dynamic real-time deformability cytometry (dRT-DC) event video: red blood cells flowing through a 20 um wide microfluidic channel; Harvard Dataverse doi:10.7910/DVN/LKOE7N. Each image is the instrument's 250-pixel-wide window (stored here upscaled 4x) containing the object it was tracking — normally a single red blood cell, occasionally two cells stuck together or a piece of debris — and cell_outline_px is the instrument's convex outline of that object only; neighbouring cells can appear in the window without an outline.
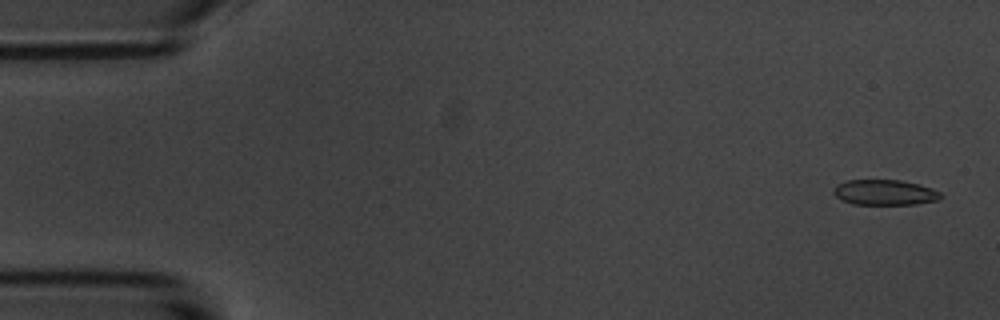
{"species": "common noctule bat (a hibernating species)", "species_latin": "Nyctalus noctula", "temperature_condition": "room temperature", "stored_images_in_passage": 56, "camera_frame_rate_fps": 3000, "um_per_image_px": 0.085, "animal": {"sex": "male", "body_mass_g": 20.1, "forearm_length_mm": 53.5}, "frame": {"image": 1, "passage_image": 2, "time_ms": 0.333, "image_size_px": [1000, 320], "cell_outline_px": [[944, 196], [940, 200], [916, 204], [852, 204], [840, 200], [832, 192], [832, 188], [836, 184], [844, 180], [900, 180], [920, 184], [932, 188], [940, 192]], "centroid_in_image_um": [75.19, 16.35], "position_along_channel_um": 9.8, "area_um2": 16.18}}
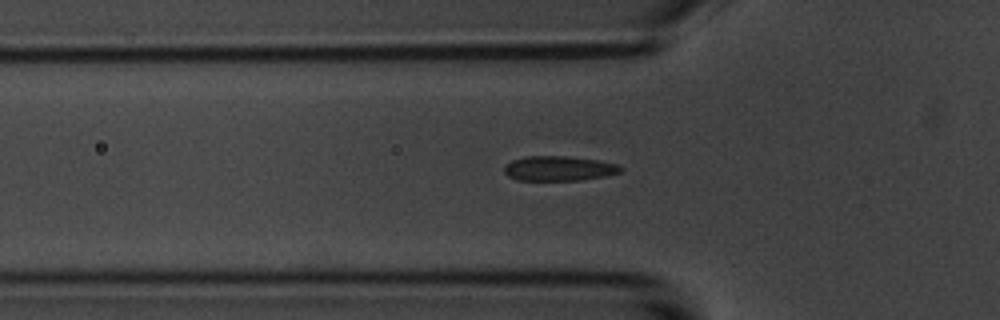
{"frame": {"image": 2, "passage_image": 18, "time_ms": 5.667, "image_size_px": [1000, 320], "cell_outline_px": [[624, 168], [620, 172], [608, 176], [580, 180], [516, 180], [508, 176], [504, 172], [504, 164], [512, 160], [524, 156], [564, 156], [596, 160], [616, 164]], "centroid_in_image_um": [47.47, 14.32], "position_along_channel_um": 78.3, "area_um2": 16.88}}
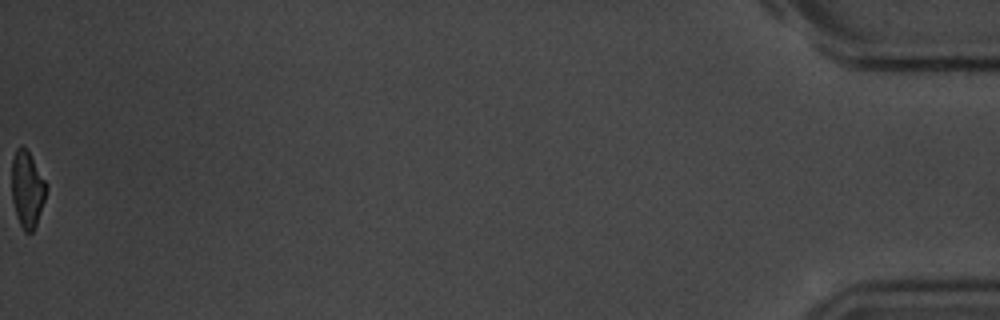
{"frame": {"image": 3, "passage_image": 56, "time_ms": 18.333, "image_size_px": [1000, 320], "cell_outline_px": [[48, 188], [36, 228], [32, 232], [24, 232], [16, 216], [12, 200], [12, 160], [16, 148], [20, 144], [28, 152], [48, 184]], "centroid_in_image_um": [2.33, 16.12], "position_along_channel_um": 432.9, "area_um2": 15.55}, "authors_computed_cell_mechanics": {"area_um2": 17.051, "velocity_mm_per_s": 3.6009, "shape_relaxation_time_tau1_ms": 2.7563, "shape_relaxation_time_tau2_ms": 1.1211, "deformation_change_tau1": 0.1067, "deformation_change_tau2": 0.0593}}